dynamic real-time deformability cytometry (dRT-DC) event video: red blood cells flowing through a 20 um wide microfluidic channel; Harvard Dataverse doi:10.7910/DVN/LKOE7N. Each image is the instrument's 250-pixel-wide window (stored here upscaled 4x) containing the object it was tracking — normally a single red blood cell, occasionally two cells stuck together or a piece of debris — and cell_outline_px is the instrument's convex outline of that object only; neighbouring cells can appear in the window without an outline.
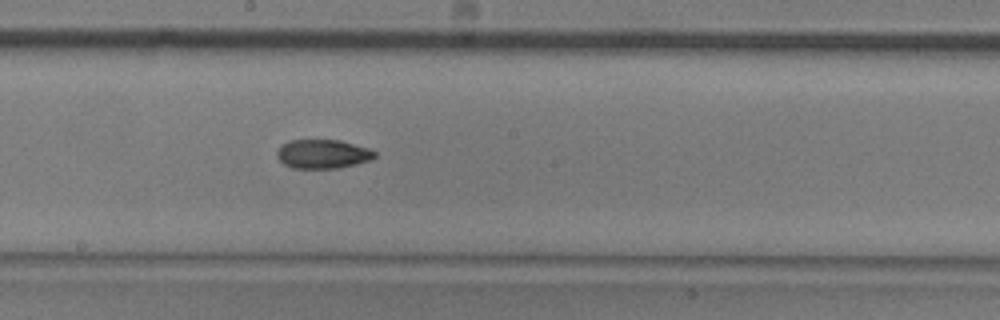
{"species": "common noctule bat (a hibernating species)", "species_latin": "Nyctalus noctula", "temperature_condition": "room temperature", "stored_images_in_passage": 8, "camera_frame_rate_fps": 3000, "um_per_image_px": 0.085, "animal": {"sex": "male", "body_mass_g": 20.5, "forearm_length_mm": 52.5}, "frame": {"image": 1, "passage_image": 8, "time_ms": 2.333, "image_size_px": [1000, 320], "cell_outline_px": [[376, 156], [372, 160], [340, 168], [292, 168], [284, 164], [276, 156], [276, 152], [280, 144], [288, 140], [340, 140], [368, 148], [376, 152]], "centroid_in_image_um": [27.42, 13.09], "position_along_channel_um": 220.8, "area_um2": 16.7}}